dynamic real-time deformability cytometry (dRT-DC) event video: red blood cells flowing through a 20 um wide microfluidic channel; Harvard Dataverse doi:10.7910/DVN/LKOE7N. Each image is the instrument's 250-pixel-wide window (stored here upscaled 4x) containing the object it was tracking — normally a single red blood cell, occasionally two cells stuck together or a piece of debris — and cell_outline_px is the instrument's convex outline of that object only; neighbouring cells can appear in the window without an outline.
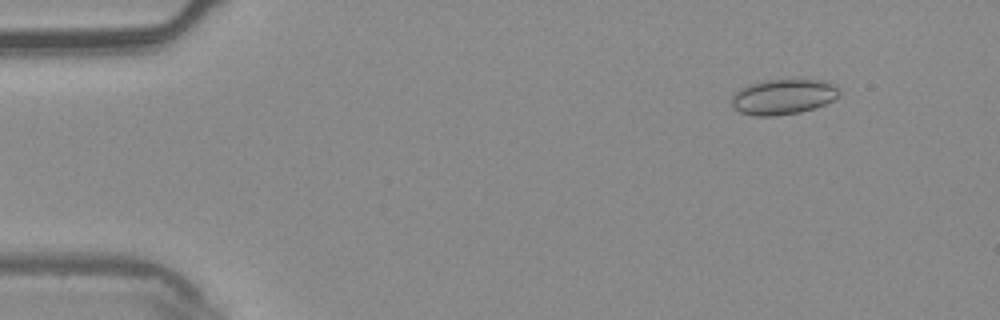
{"species": "common noctule bat (a hibernating species)", "species_latin": "Nyctalus noctula", "temperature_condition": "warm", "stored_images_in_passage": 6, "camera_frame_rate_fps": 3000, "um_per_image_px": 0.085, "animal": {"sex": "male", "body_mass_g": 20.4}, "frame": {"image": 1, "passage_image": 2, "time_ms": 0.333, "image_size_px": [1000, 320], "cell_outline_px": [[840, 92], [832, 100], [824, 104], [800, 112], [776, 116], [752, 116], [740, 112], [732, 104], [732, 96], [740, 88], [748, 84], [764, 80], [824, 80], [832, 84]], "centroid_in_image_um": [66.52, 8.23], "position_along_channel_um": 18.5, "area_um2": 21.91}}
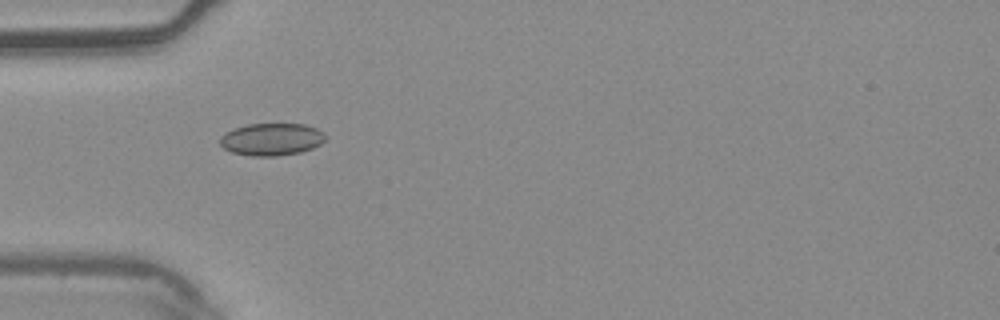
{"frame": {"image": 2, "passage_image": 5, "time_ms": 1.333, "image_size_px": [1000, 320], "cell_outline_px": [[324, 140], [320, 144], [312, 148], [300, 152], [276, 156], [252, 156], [232, 152], [224, 148], [220, 144], [220, 136], [224, 132], [248, 124], [304, 124], [316, 128], [324, 132]], "centroid_in_image_um": [23.06, 11.84], "position_along_channel_um": 61.9, "area_um2": 19.77}}